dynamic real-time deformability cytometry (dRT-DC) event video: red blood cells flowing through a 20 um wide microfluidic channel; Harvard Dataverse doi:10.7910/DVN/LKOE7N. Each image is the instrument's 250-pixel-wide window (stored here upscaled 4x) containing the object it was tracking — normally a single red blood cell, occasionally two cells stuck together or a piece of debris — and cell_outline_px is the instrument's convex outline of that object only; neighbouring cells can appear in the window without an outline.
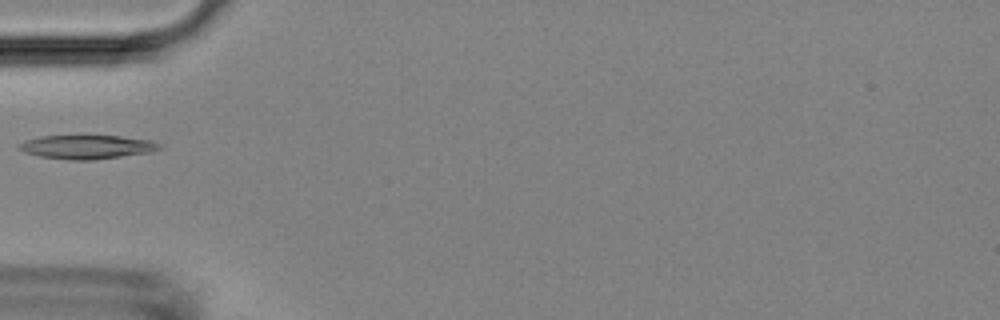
{"species": "Egyptian fruit bat (a non-hibernating species)", "species_latin": "Rousettus aegyptiacus", "temperature_condition": "room temperature", "stored_images_in_passage": 3, "camera_frame_rate_fps": 3000, "um_per_image_px": 0.085, "animal": {"sex": "female"}, "frame": {"image": 1, "passage_image": 3, "time_ms": 2.333, "image_size_px": [1000, 320], "cell_outline_px": [[164, 144], [160, 148], [152, 152], [92, 160], [68, 160], [40, 156], [24, 152], [16, 148], [24, 140], [40, 136], [120, 136], [152, 140]], "centroid_in_image_um": [7.41, 12.49], "position_along_channel_um": 77.6, "area_um2": 19.59}}